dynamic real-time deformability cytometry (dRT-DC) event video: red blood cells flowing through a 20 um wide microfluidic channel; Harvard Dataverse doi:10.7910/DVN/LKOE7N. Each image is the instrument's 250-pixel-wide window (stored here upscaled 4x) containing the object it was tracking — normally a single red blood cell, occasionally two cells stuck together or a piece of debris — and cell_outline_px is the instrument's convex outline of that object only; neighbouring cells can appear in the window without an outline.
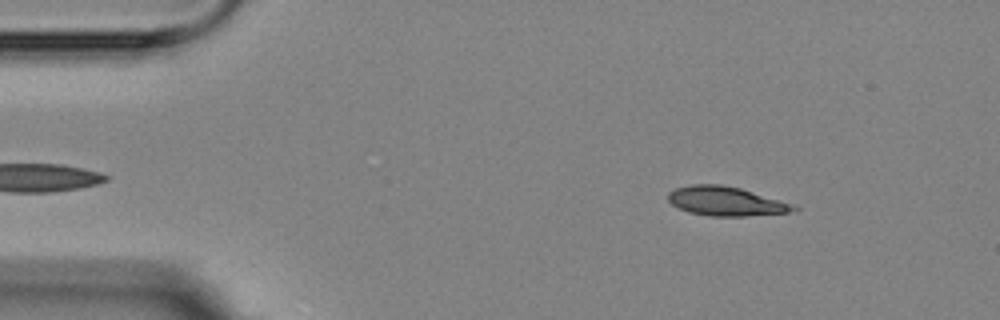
{"species": "Egyptian fruit bat (a non-hibernating species)", "species_latin": "Rousettus aegyptiacus", "temperature_condition": "room temperature", "stored_images_in_passage": 4, "camera_frame_rate_fps": 3000, "um_per_image_px": 0.085, "animal": {"sex": "female"}, "frame": {"image": 1, "passage_image": 1, "time_ms": 0.0, "image_size_px": [1000, 320], "cell_outline_px": [[800, 208], [788, 212], [744, 216], [708, 216], [688, 212], [672, 204], [668, 200], [668, 192], [676, 188], [692, 184], [720, 184], [740, 188]], "centroid_in_image_um": [61.59, 17.1], "position_along_channel_um": 23.4, "area_um2": 20.81}}